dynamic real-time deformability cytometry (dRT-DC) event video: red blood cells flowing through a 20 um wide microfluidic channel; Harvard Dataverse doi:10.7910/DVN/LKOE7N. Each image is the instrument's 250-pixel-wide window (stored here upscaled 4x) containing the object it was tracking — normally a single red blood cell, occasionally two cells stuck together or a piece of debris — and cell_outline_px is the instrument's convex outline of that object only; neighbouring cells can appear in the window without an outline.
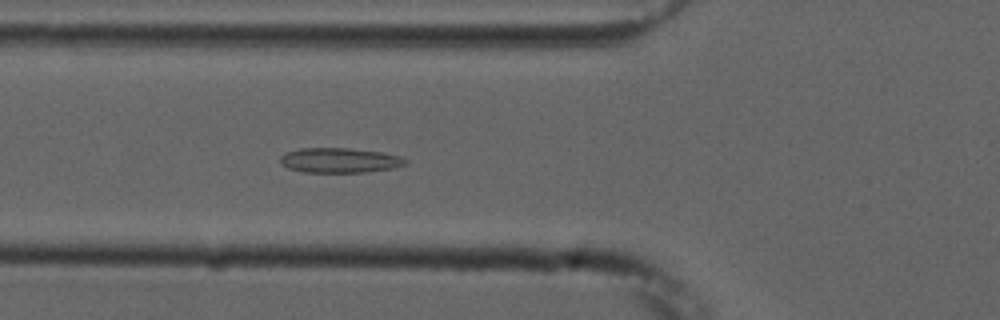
{"species": "common noctule bat (a hibernating species)", "species_latin": "Nyctalus noctula", "temperature_condition": "cold", "stored_images_in_passage": 51, "camera_frame_rate_fps": 3000, "um_per_image_px": 0.085, "animal": {"sex": "male", "forearm_length_mm": 52.5}, "frame": {"image": 1, "passage_image": 16, "time_ms": 5.0, "image_size_px": [1000, 320], "cell_outline_px": [[408, 160], [404, 164], [392, 168], [364, 172], [300, 172], [288, 168], [280, 164], [280, 156], [288, 152], [300, 148], [348, 148], [380, 152], [400, 156]], "centroid_in_image_um": [28.82, 13.63], "position_along_channel_um": 97.0, "area_um2": 18.03}}
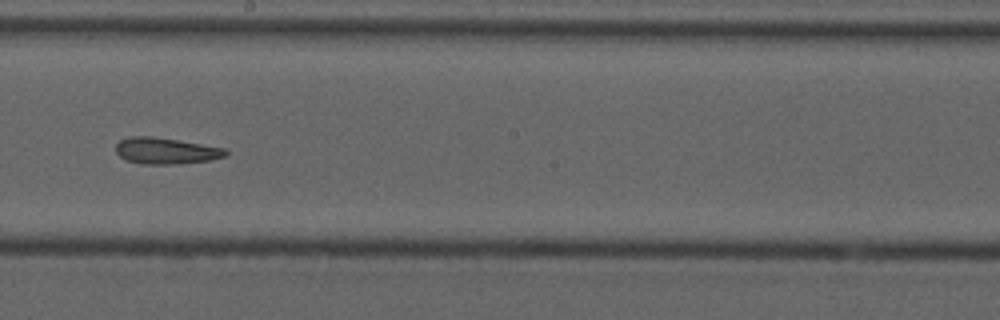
{"frame": {"image": 2, "passage_image": 27, "time_ms": 8.667, "image_size_px": [1000, 320], "cell_outline_px": [[228, 152], [224, 156], [208, 160], [176, 164], [140, 164], [128, 160], [120, 156], [116, 152], [116, 144], [120, 140], [128, 136], [152, 136], [224, 148]], "centroid_in_image_um": [14.04, 12.82], "position_along_channel_um": 234.2, "area_um2": 16.59}}
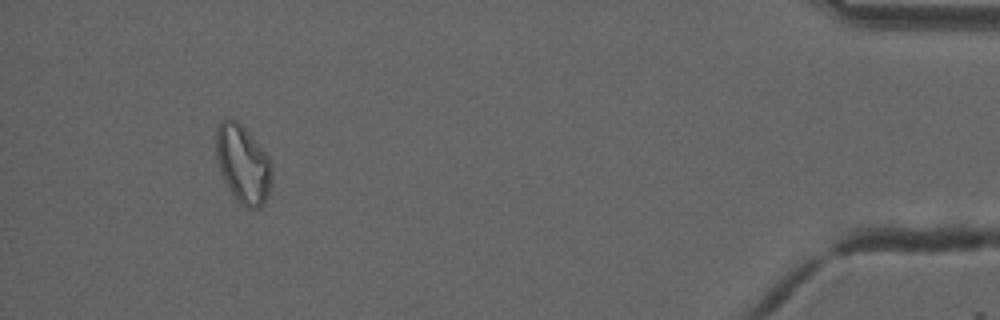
{"frame": {"image": 3, "passage_image": 47, "time_ms": 15.333, "image_size_px": [1000, 320], "cell_outline_px": [[272, 180], [268, 196], [264, 204], [260, 208], [248, 208], [240, 204], [228, 188], [220, 172], [216, 160], [216, 128], [220, 120], [236, 120], [244, 128], [268, 156], [272, 164]], "centroid_in_image_um": [20.65, 13.98], "position_along_channel_um": 414.5, "area_um2": 25.43}, "authors_computed_cell_mechanics": {"area_um2": 18.7272, "velocity_mm_per_s": 3.7421, "shape_relaxation_time_tau1_ms": null, "shape_relaxation_time_tau2_ms": 4.2719, "deformation_change_tau1": null, "deformation_change_tau2": 0.0989}}